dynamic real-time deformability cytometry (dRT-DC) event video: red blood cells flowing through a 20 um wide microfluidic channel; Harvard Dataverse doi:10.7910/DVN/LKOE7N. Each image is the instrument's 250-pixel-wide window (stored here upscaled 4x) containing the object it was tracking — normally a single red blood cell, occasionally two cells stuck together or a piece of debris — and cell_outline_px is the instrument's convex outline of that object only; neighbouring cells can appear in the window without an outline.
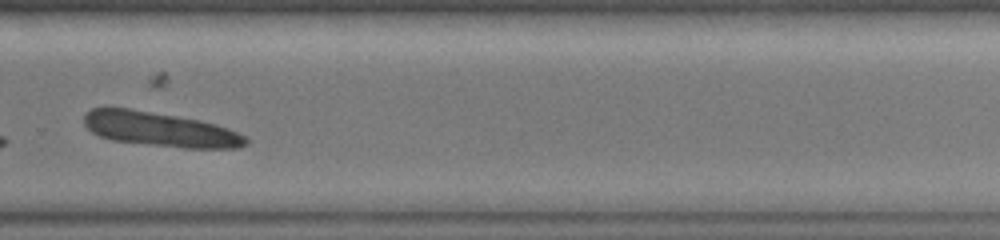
{"species": "common noctule bat (a hibernating species)", "species_latin": "Nyctalus noctula", "temperature_condition": "warm", "stored_images_in_passage": 26, "camera_frame_rate_fps": 3000, "um_per_image_px": 0.085, "animal": {"sex": "female", "body_mass_g": 19.0, "forearm_length_mm": 51.5}, "frame": {"image": 1, "passage_image": 20, "time_ms": 6.333, "image_size_px": [1000, 240], "cell_outline_px": [[248, 144], [240, 148], [184, 148], [112, 140], [100, 136], [92, 132], [84, 124], [84, 116], [92, 108], [128, 108], [200, 120], [216, 124], [228, 128], [248, 136]], "centroid_in_image_um": [13.67, 11.0], "position_along_channel_um": 316.1, "area_um2": 32.37}}
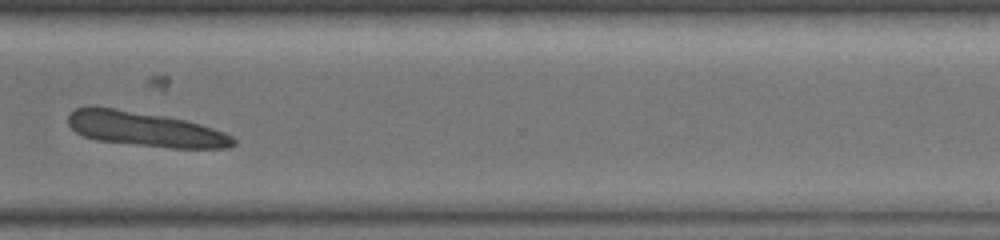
{"frame": {"image": 2, "passage_image": 22, "time_ms": 7.0, "image_size_px": [1000, 240], "cell_outline_px": [[236, 144], [228, 148], [172, 148], [96, 140], [84, 136], [76, 132], [68, 124], [68, 116], [76, 108], [112, 108], [164, 116], [184, 120], [200, 124], [224, 132], [232, 136], [236, 140]], "centroid_in_image_um": [12.39, 11.0], "position_along_channel_um": 358.2, "area_um2": 32.77}}